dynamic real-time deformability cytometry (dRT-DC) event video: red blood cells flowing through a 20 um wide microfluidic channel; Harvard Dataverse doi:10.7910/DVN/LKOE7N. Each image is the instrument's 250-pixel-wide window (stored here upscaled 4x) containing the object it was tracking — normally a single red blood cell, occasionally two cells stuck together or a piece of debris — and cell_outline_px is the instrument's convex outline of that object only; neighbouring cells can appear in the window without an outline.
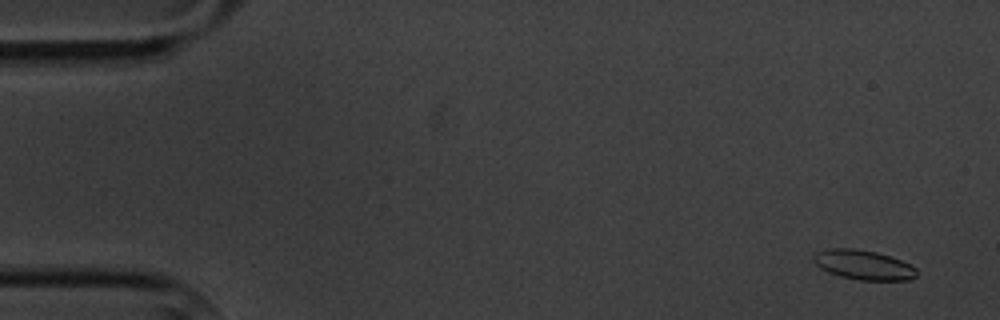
{"species": "common noctule bat (a hibernating species)", "species_latin": "Nyctalus noctula", "temperature_condition": "cold", "stored_images_in_passage": 6, "camera_frame_rate_fps": 3000, "um_per_image_px": 0.085, "animal": {"sex": "male", "body_mass_g": 20.1, "forearm_length_mm": 53.5}, "frame": {"image": 1, "passage_image": 2, "time_ms": 1.0, "image_size_px": [1000, 320], "cell_outline_px": [[916, 276], [912, 280], [860, 280], [840, 276], [828, 272], [820, 268], [812, 260], [812, 256], [816, 252], [828, 248], [852, 248], [876, 252], [900, 260], [916, 268]], "centroid_in_image_um": [73.36, 22.51], "position_along_channel_um": 11.6, "area_um2": 17.74}}
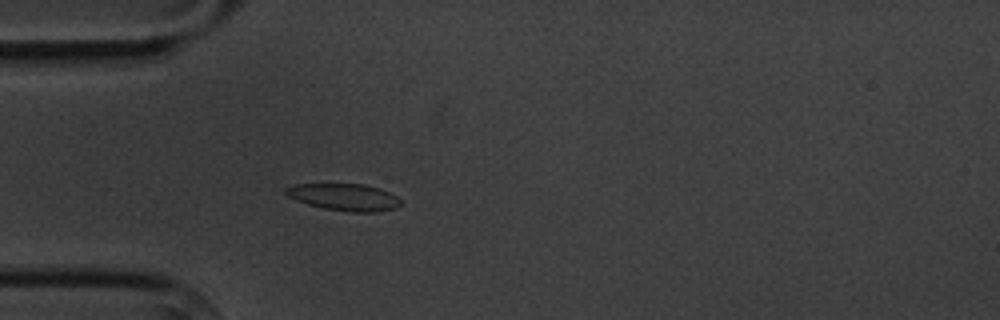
{"frame": {"image": 2, "passage_image": 6, "time_ms": 5.667, "image_size_px": [1000, 320], "cell_outline_px": [[400, 204], [396, 208], [376, 212], [348, 212], [324, 208], [308, 204], [296, 200], [288, 196], [284, 192], [284, 188], [292, 184], [364, 184], [380, 188], [396, 196], [400, 200]], "centroid_in_image_um": [29.24, 16.75], "position_along_channel_um": 55.8, "area_um2": 18.09}}